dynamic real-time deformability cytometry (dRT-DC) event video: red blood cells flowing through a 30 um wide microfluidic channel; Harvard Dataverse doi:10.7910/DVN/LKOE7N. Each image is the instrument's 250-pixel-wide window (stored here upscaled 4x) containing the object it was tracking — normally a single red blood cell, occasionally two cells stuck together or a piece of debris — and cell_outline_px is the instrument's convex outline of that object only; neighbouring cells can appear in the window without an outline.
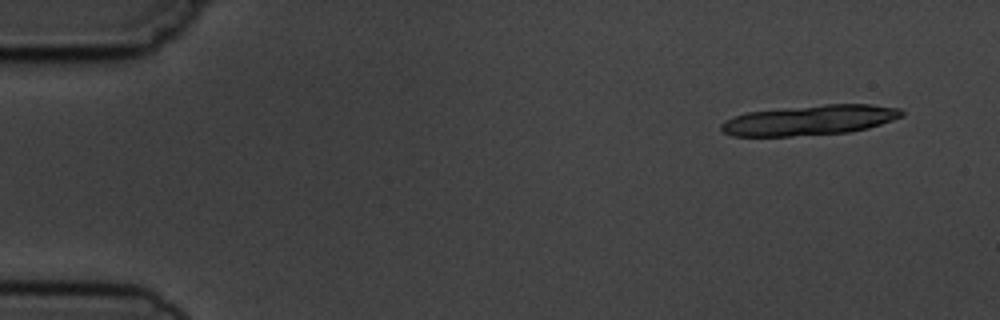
{"species": "common noctule bat (a hibernating species)", "species_latin": "Nyctalus noctula", "temperature_condition": "cold", "stored_images_in_passage": 7, "camera_frame_rate_fps": 3000, "um_per_image_px": 0.085, "animal": {"sex": "male", "body_mass_g": 19.5, "forearm_length_mm": 54.6}, "frame": {"image": 1, "passage_image": 2, "time_ms": 1.0, "image_size_px": [1000, 320], "cell_outline_px": [[904, 116], [868, 128], [852, 132], [792, 136], [732, 136], [724, 132], [720, 128], [720, 124], [724, 120], [748, 112], [824, 104], [872, 104], [900, 108], [904, 112]], "centroid_in_image_um": [68.86, 10.21], "position_along_channel_um": 16.1, "area_um2": 31.67}}
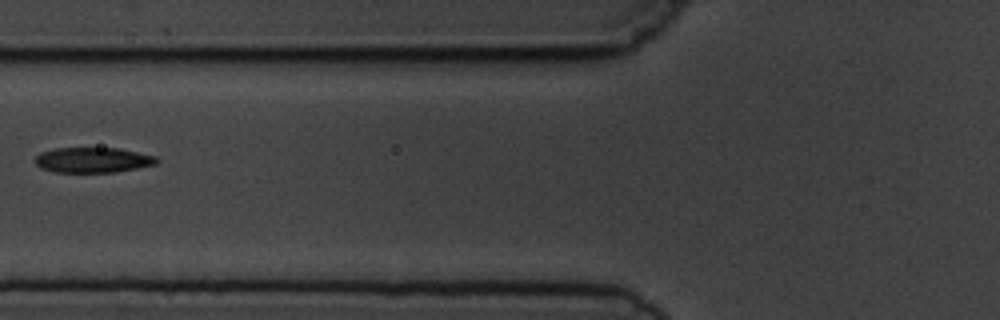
{"frame": {"image": 2, "passage_image": 7, "time_ms": 7.0, "image_size_px": [1000, 320], "cell_outline_px": [[160, 160], [156, 164], [116, 172], [56, 172], [40, 168], [32, 160], [40, 152], [56, 148], [120, 148], [156, 156]], "centroid_in_image_um": [7.88, 13.59], "position_along_channel_um": 117.9, "area_um2": 18.03}}